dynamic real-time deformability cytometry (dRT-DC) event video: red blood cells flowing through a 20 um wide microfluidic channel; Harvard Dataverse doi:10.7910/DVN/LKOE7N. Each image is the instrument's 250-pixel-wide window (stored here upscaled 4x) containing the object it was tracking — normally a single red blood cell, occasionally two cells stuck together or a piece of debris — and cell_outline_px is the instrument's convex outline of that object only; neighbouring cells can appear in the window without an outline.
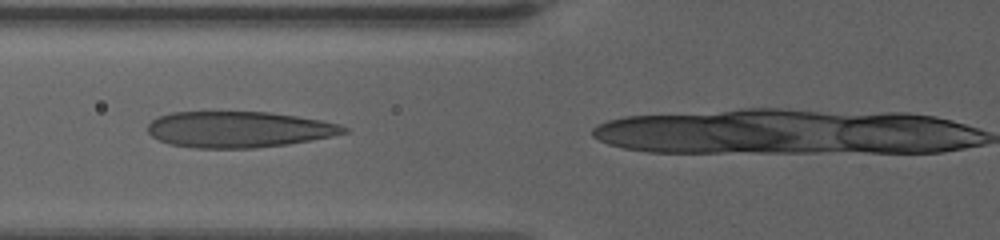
{"species": "human", "species_latin": "Homo sapiens", "temperature_condition": "warm", "stored_images_in_passage": 25, "camera_frame_rate_fps": 3000, "um_per_image_px": 0.085, "donor": {"sex": "female"}, "frame": {"image": 1, "passage_image": 18, "time_ms": 5.667, "image_size_px": [1000, 240], "cell_outline_px": [[348, 132], [332, 136], [312, 140], [288, 144], [256, 148], [196, 148], [168, 144], [152, 136], [148, 132], [148, 124], [152, 120], [160, 116], [172, 112], [268, 112], [296, 116], [320, 120], [340, 124], [348, 128]], "centroid_in_image_um": [20.3, 11.0], "position_along_channel_um": 105.5, "area_um2": 41.21}}
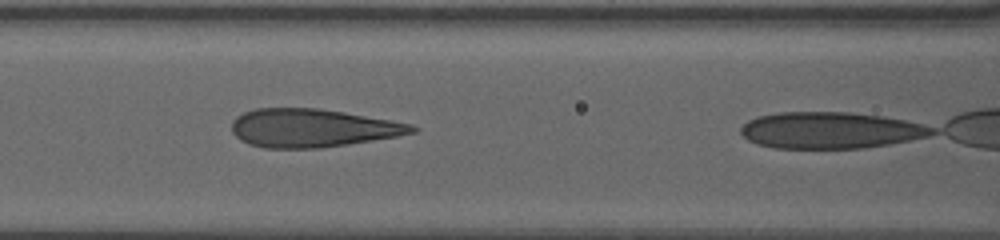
{"frame": {"image": 2, "passage_image": 21, "time_ms": 6.667, "image_size_px": [1000, 240], "cell_outline_px": [[420, 128], [416, 132], [396, 136], [372, 140], [320, 148], [264, 148], [248, 144], [240, 140], [232, 132], [232, 120], [236, 116], [244, 112], [256, 108], [320, 108], [344, 112], [412, 124]], "centroid_in_image_um": [26.52, 10.88], "position_along_channel_um": 140.1, "area_um2": 40.17}}
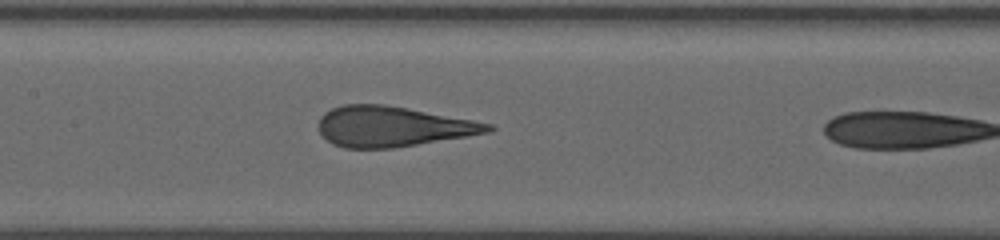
{"frame": {"image": 3, "passage_image": 24, "time_ms": 7.667, "image_size_px": [1000, 240], "cell_outline_px": [[496, 128], [492, 132], [468, 136], [392, 148], [344, 148], [332, 144], [320, 132], [320, 116], [324, 112], [332, 108], [344, 104], [384, 104], [472, 120], [492, 124]], "centroid_in_image_um": [33.37, 10.75], "position_along_channel_um": 174.0, "area_um2": 39.54}}